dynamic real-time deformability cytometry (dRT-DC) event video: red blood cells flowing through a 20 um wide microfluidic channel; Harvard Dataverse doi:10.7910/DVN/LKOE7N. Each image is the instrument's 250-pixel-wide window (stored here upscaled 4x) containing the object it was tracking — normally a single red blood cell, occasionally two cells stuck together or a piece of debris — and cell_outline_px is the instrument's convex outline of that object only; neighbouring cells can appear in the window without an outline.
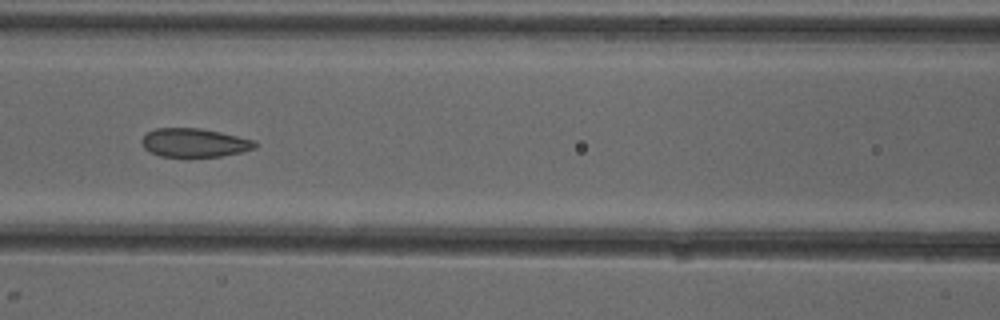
{"species": "common noctule bat (a hibernating species)", "species_latin": "Nyctalus noctula", "temperature_condition": "cold", "stored_images_in_passage": 7, "camera_frame_rate_fps": 3000, "um_per_image_px": 0.085, "animal": {"sex": "female"}, "frame": {"image": 1, "passage_image": 7, "time_ms": 7.0, "image_size_px": [1000, 320], "cell_outline_px": [[256, 148], [240, 152], [220, 156], [184, 160], [160, 156], [144, 148], [140, 140], [148, 132], [156, 128], [200, 128], [220, 132], [256, 140]], "centroid_in_image_um": [16.5, 12.17], "position_along_channel_um": 150.1, "area_um2": 19.59}}